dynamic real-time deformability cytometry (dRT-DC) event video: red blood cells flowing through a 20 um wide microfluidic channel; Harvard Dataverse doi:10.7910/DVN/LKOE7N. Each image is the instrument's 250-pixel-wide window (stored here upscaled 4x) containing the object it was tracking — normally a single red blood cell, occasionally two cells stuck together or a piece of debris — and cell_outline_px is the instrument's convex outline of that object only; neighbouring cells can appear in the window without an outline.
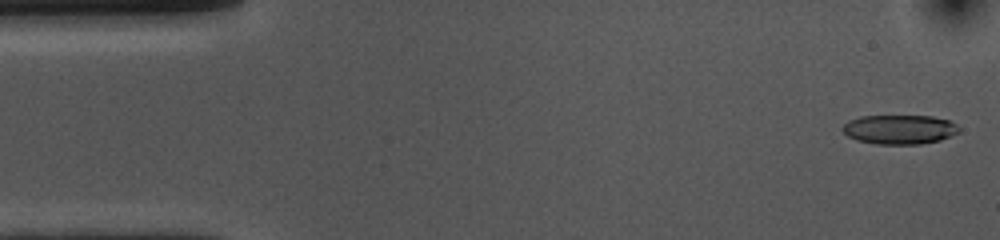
{"species": "common noctule bat (a hibernating species)", "species_latin": "Nyctalus noctula", "temperature_condition": "cold", "stored_images_in_passage": 52, "camera_frame_rate_fps": 3000, "um_per_image_px": 0.085, "animal": {"sex": "female", "body_mass_g": 10.0, "forearm_length_mm": 53.1}, "frame": {"image": 1, "passage_image": 1, "time_ms": 0.0, "image_size_px": [1000, 240], "cell_outline_px": [[960, 132], [940, 140], [920, 144], [876, 144], [856, 140], [848, 136], [840, 128], [848, 120], [860, 116], [932, 116], [948, 120], [956, 124], [960, 128]], "centroid_in_image_um": [76.44, 11.0], "position_along_channel_um": 8.6, "area_um2": 20.0}}
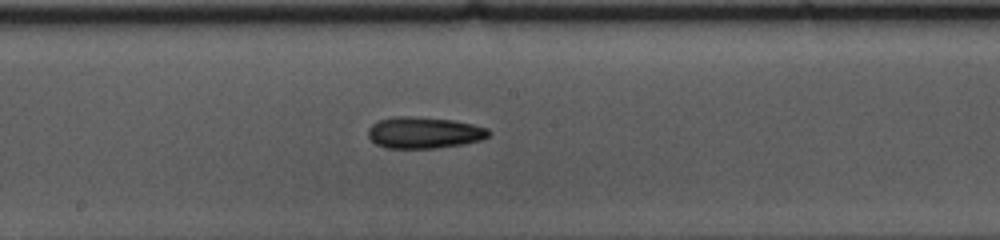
{"frame": {"image": 2, "passage_image": 26, "time_ms": 8.333, "image_size_px": [1000, 240], "cell_outline_px": [[492, 132], [488, 136], [480, 140], [464, 144], [436, 148], [384, 148], [376, 144], [368, 136], [368, 128], [372, 124], [380, 120], [396, 116], [412, 116], [452, 120], [472, 124], [488, 128]], "centroid_in_image_um": [36.04, 11.28], "position_along_channel_um": 212.2, "area_um2": 22.14}}
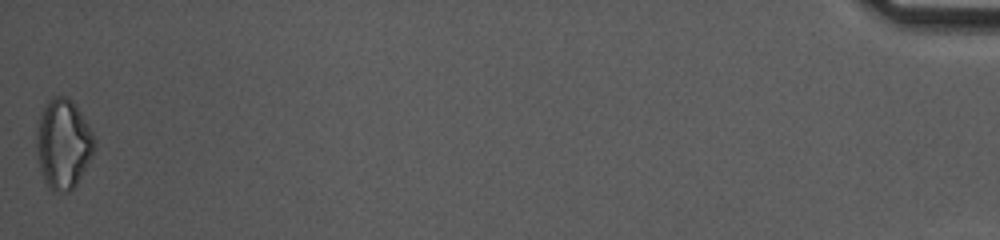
{"frame": {"image": 3, "passage_image": 52, "time_ms": 17.0, "image_size_px": [1000, 240], "cell_outline_px": [[96, 148], [92, 156], [76, 184], [68, 192], [60, 192], [48, 188], [44, 180], [40, 168], [36, 148], [36, 124], [48, 100], [52, 96], [68, 96], [76, 104], [92, 132], [96, 140]], "centroid_in_image_um": [5.37, 12.21], "position_along_channel_um": 429.8, "area_um2": 30.4}, "authors_computed_cell_mechanics": {"area_um2": 21.2704, "velocity_mm_per_s": 3.7095, "shape_relaxation_time_tau1_ms": 4.5473, "shape_relaxation_time_tau2_ms": null, "deformation_change_tau1": 0.1372, "deformation_change_tau2": null}}